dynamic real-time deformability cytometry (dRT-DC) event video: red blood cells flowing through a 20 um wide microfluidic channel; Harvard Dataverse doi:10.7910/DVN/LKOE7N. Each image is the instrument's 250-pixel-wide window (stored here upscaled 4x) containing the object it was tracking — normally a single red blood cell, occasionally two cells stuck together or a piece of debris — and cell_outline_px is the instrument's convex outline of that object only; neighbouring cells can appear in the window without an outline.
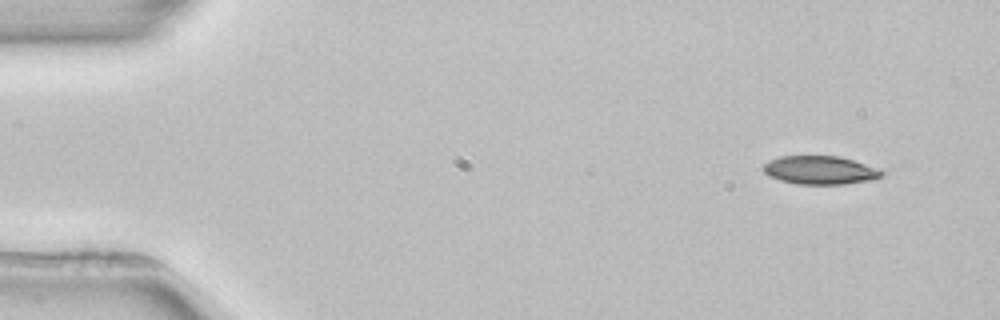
{"species": "common noctule bat (a hibernating species)", "species_latin": "Nyctalus noctula", "temperature_condition": "room temperature", "stored_images_in_passage": 3, "camera_frame_rate_fps": 3000, "um_per_image_px": 0.085, "animal": {"sex": "female", "body_mass_g": 22.7, "forearm_length_mm": 54.2}, "frame": {"image": 1, "passage_image": 1, "time_ms": 0.0, "image_size_px": [1000, 320], "cell_outline_px": [[884, 172], [876, 180], [844, 184], [796, 184], [780, 180], [768, 176], [764, 172], [764, 164], [768, 160], [780, 156], [840, 156], [876, 168]], "centroid_in_image_um": [69.68, 14.47], "position_along_channel_um": 15.3, "area_um2": 19.59}}